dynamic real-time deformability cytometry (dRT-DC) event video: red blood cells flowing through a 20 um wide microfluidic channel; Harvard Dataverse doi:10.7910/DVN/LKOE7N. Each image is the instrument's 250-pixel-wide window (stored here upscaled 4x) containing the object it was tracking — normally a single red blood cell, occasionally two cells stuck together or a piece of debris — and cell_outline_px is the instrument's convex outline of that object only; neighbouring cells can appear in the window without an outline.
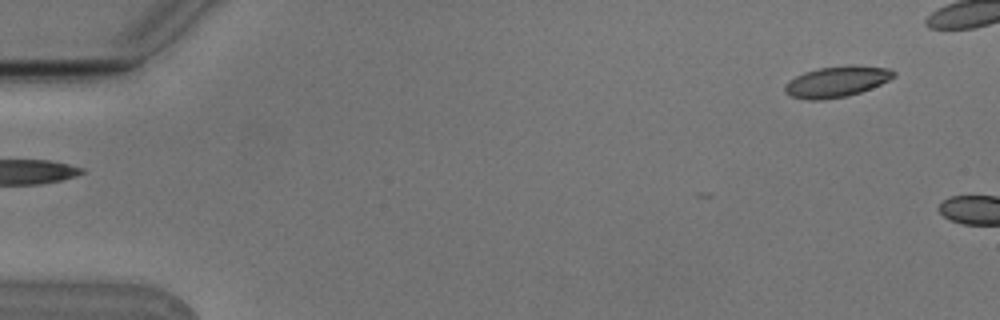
{"species": "Egyptian fruit bat (a non-hibernating species)", "species_latin": "Rousettus aegyptiacus", "temperature_condition": "cold", "stored_images_in_passage": 5, "segment_of_instrument_passage": [2, 2], "camera_frame_rate_fps": 3000, "um_per_image_px": 0.085, "animal": {"sex": "male"}, "frame": {"image": 1, "passage_image": 5, "time_ms": 1.333, "image_size_px": [1000, 320], "cell_outline_px": [[896, 76], [880, 84], [860, 92], [848, 96], [824, 100], [808, 100], [792, 96], [784, 92], [784, 88], [796, 76], [804, 72], [820, 68], [848, 64], [856, 64], [888, 68], [896, 72]], "centroid_in_image_um": [71.16, 6.93], "position_along_channel_um": 13.8, "area_um2": 19.59}}